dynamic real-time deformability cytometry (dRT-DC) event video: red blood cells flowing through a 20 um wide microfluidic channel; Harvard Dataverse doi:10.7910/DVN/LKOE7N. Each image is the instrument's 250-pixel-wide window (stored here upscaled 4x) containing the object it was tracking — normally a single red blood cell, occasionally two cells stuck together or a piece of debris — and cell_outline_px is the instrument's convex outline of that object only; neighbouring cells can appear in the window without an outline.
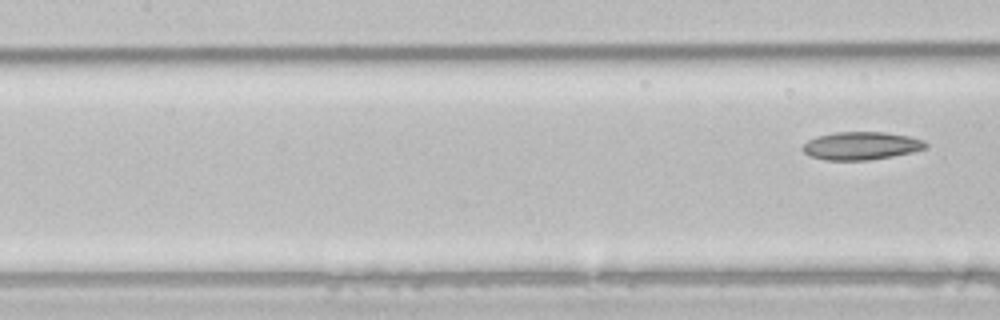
{"species": "common noctule bat (a hibernating species)", "species_latin": "Nyctalus noctula", "temperature_condition": "room temperature", "stored_images_in_passage": 7, "camera_frame_rate_fps": 3000, "um_per_image_px": 0.085, "animal": {"sex": "male", "body_mass_g": 21.5, "forearm_length_mm": 52.0}, "frame": {"image": 1, "passage_image": 7, "time_ms": 2.0, "image_size_px": [1000, 320], "cell_outline_px": [[928, 148], [912, 152], [892, 156], [868, 160], [824, 160], [808, 156], [800, 148], [808, 140], [816, 136], [836, 132], [884, 132], [908, 136], [924, 140], [928, 144]], "centroid_in_image_um": [73.18, 12.39], "position_along_channel_um": 134.2, "area_um2": 20.17}}